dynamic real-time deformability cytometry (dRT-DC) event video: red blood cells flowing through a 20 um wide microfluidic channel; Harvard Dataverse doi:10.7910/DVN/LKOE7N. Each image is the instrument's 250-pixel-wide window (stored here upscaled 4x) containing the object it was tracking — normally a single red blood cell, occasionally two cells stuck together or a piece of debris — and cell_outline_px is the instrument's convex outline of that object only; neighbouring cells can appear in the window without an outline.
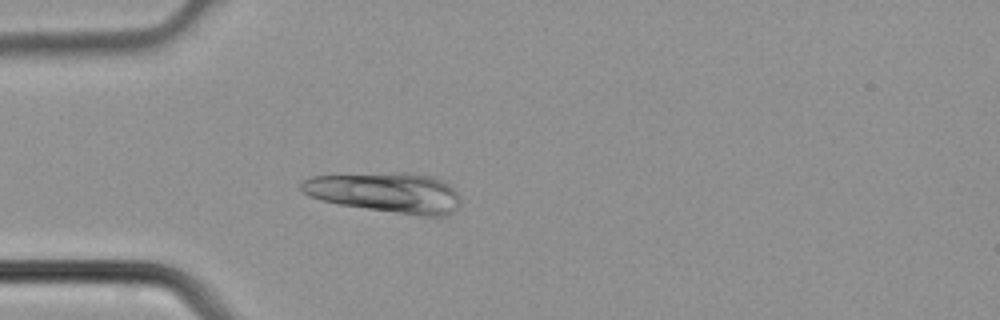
{"species": "common noctule bat (a hibernating species)", "species_latin": "Nyctalus noctula", "temperature_condition": "cold", "stored_images_in_passage": 3, "camera_frame_rate_fps": 3000, "um_per_image_px": 0.085, "animal": {"sex": "male", "body_mass_g": 21.5, "forearm_length_mm": 52.0}, "frame": {"image": 1, "passage_image": 3, "time_ms": 0.667, "image_size_px": [1000, 320], "cell_outline_px": [[460, 204], [448, 216], [420, 216], [340, 204], [320, 200], [308, 196], [300, 192], [300, 180], [312, 176], [392, 172], [408, 172], [432, 176], [448, 184], [460, 196]], "centroid_in_image_um": [32.77, 16.36], "position_along_channel_um": 52.2, "area_um2": 37.51}}